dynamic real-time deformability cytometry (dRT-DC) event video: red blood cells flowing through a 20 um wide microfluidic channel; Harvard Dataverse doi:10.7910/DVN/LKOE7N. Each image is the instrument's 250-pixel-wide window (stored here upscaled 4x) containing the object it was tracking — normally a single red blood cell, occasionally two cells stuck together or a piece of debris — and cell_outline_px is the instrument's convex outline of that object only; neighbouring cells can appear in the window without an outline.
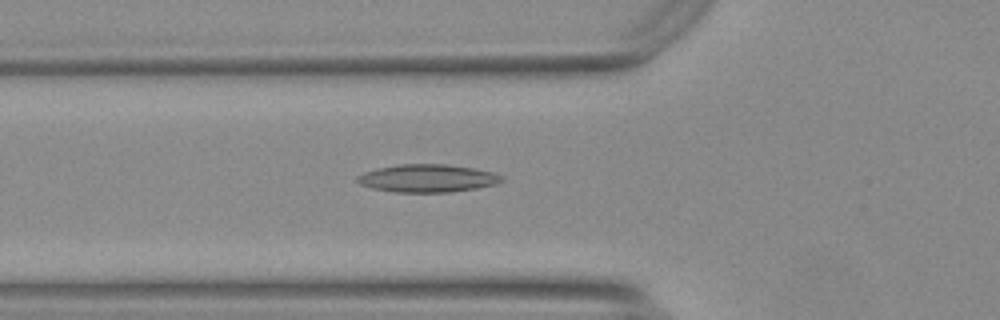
{"species": "Egyptian fruit bat (a non-hibernating species)", "species_latin": "Rousettus aegyptiacus", "temperature_condition": "warm", "stored_images_in_passage": 47, "camera_frame_rate_fps": 3000, "um_per_image_px": 0.085, "animal": {"sex": "female"}, "frame": {"image": 1, "passage_image": 12, "time_ms": 3.667, "image_size_px": [1000, 320], "cell_outline_px": [[504, 180], [496, 184], [476, 188], [448, 192], [396, 192], [372, 188], [360, 184], [356, 180], [356, 176], [364, 172], [376, 168], [400, 164], [448, 164], [472, 168], [492, 172], [504, 176]], "centroid_in_image_um": [36.32, 15.15], "position_along_channel_um": 89.5, "area_um2": 23.41}}
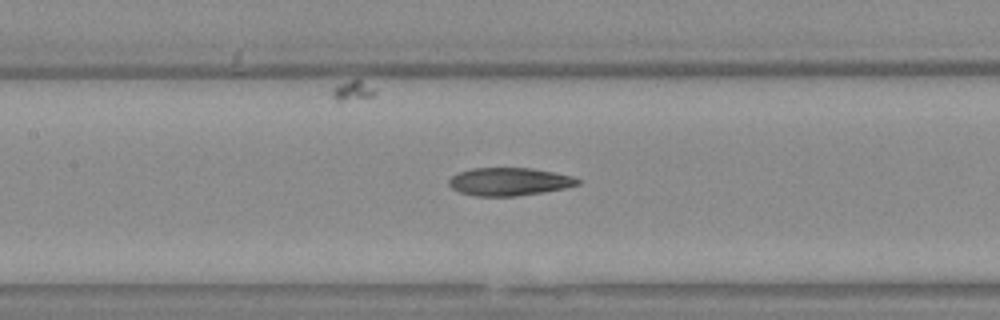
{"frame": {"image": 2, "passage_image": 18, "time_ms": 5.667, "image_size_px": [1000, 320], "cell_outline_px": [[580, 184], [564, 188], [544, 192], [516, 196], [476, 196], [460, 192], [452, 188], [448, 184], [448, 180], [452, 176], [460, 172], [472, 168], [532, 168], [572, 176], [580, 180]], "centroid_in_image_um": [43.28, 15.44], "position_along_channel_um": 164.1, "area_um2": 20.87}}
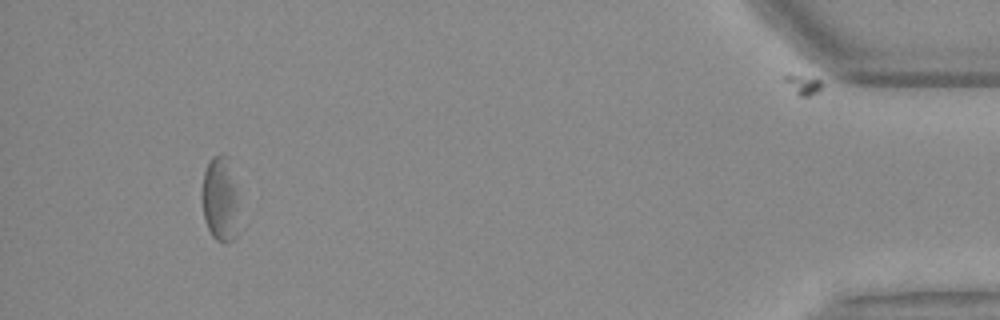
{"frame": {"image": 3, "passage_image": 44, "time_ms": 14.333, "image_size_px": [1000, 320], "cell_outline_px": [[236, 236], [232, 240], [224, 244], [216, 240], [212, 236], [208, 228], [204, 216], [200, 196], [204, 172], [212, 156], [228, 156], [236, 188]], "centroid_in_image_um": [18.67, 16.94], "position_along_channel_um": 416.5, "area_um2": 18.03}, "authors_computed_cell_mechanics": {"area_um2": 21.6172, "velocity_mm_per_s": 3.7122, "shape_relaxation_time_tau1_ms": null, "shape_relaxation_time_tau2_ms": 9.5363, "deformation_change_tau1": null, "deformation_change_tau2": 0.2332}}